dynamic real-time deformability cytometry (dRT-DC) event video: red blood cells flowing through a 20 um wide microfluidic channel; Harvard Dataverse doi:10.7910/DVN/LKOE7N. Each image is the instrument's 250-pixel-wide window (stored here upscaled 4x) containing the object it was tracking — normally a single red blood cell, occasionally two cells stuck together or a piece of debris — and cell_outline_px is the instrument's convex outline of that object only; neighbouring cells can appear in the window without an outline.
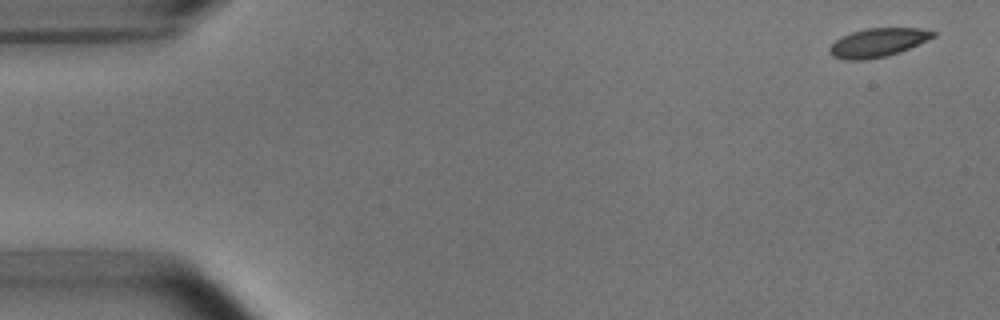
{"species": "common noctule bat (a hibernating species)", "species_latin": "Nyctalus noctula", "temperature_condition": "room temperature", "stored_images_in_passage": 4, "camera_frame_rate_fps": 3000, "um_per_image_px": 0.085, "animal": {"sex": "male", "body_mass_g": 15.6}, "frame": {"image": 1, "passage_image": 1, "time_ms": 0.0, "image_size_px": [1000, 320], "cell_outline_px": [[936, 36], [900, 52], [888, 56], [864, 60], [844, 60], [832, 56], [828, 52], [828, 48], [840, 36], [852, 32], [868, 28], [920, 28], [936, 32]], "centroid_in_image_um": [74.59, 3.63], "position_along_channel_um": 10.4, "area_um2": 17.4}}